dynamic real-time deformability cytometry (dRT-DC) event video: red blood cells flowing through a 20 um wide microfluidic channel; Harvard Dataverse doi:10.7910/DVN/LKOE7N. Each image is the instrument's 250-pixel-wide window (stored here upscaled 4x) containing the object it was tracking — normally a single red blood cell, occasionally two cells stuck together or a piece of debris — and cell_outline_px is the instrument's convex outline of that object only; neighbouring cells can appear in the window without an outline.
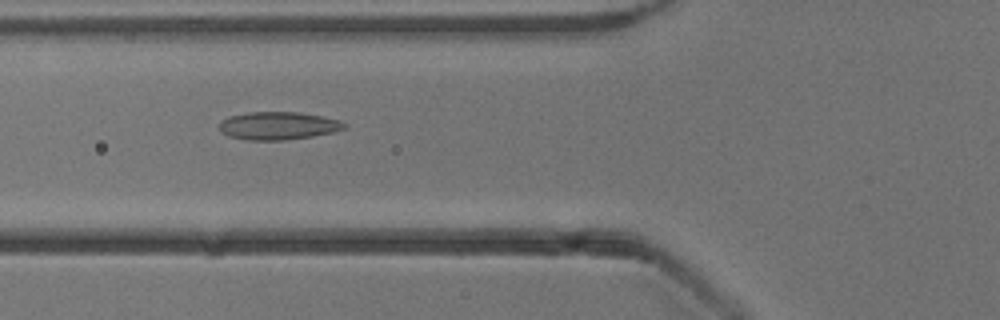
{"species": "common noctule bat (a hibernating species)", "species_latin": "Nyctalus noctula", "temperature_condition": "cold", "stored_images_in_passage": 48, "camera_frame_rate_fps": 3000, "um_per_image_px": 0.085, "animal": {"sex": "male", "body_mass_g": 13.3}, "frame": {"image": 1, "passage_image": 15, "time_ms": 4.667, "image_size_px": [1000, 320], "cell_outline_px": [[348, 128], [332, 132], [312, 136], [284, 140], [248, 140], [228, 136], [220, 132], [220, 124], [228, 116], [248, 112], [300, 112], [340, 120], [348, 124]], "centroid_in_image_um": [23.67, 10.69], "position_along_channel_um": 102.1, "area_um2": 20.35}}
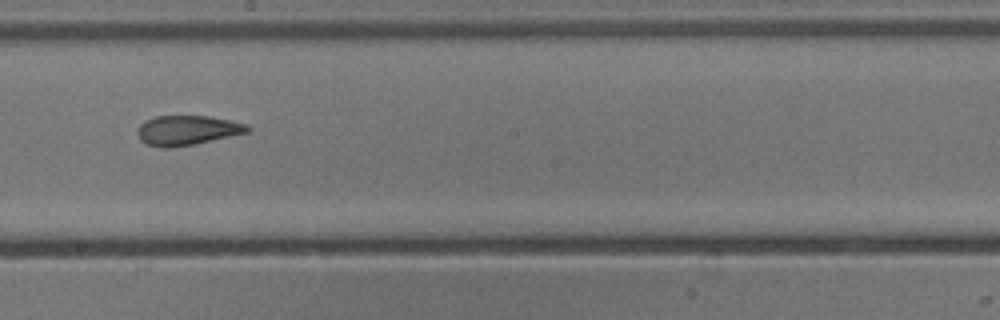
{"frame": {"image": 2, "passage_image": 25, "time_ms": 8.0, "image_size_px": [1000, 320], "cell_outline_px": [[252, 128], [248, 132], [196, 144], [168, 148], [160, 148], [148, 144], [140, 140], [136, 132], [140, 124], [144, 120], [156, 116], [208, 116], [248, 124]], "centroid_in_image_um": [15.9, 11.08], "position_along_channel_um": 232.3, "area_um2": 19.13}}
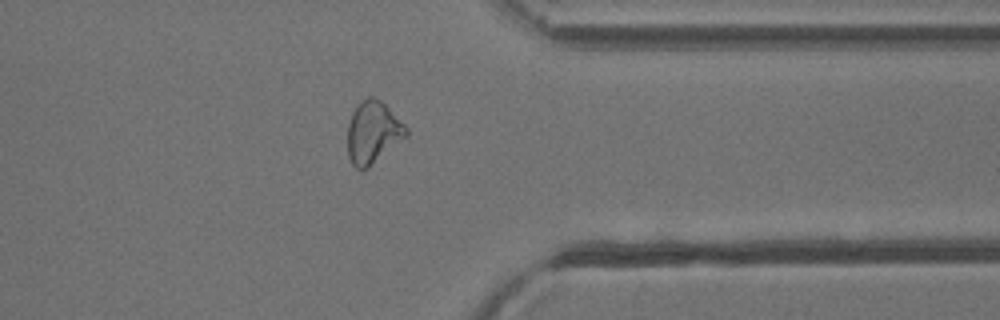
{"frame": {"image": 3, "passage_image": 37, "time_ms": 12.0, "image_size_px": [1000, 320], "cell_outline_px": [[408, 136], [368, 168], [356, 168], [352, 164], [348, 156], [348, 124], [352, 112], [368, 96], [376, 96], [408, 128]], "centroid_in_image_um": [31.71, 11.27], "position_along_channel_um": 379.7, "area_um2": 21.04}, "authors_computed_cell_mechanics": {"area_um2": 20.4901, "velocity_mm_per_s": 3.8768, "shape_relaxation_time_tau1_ms": null, "shape_relaxation_time_tau2_ms": 3.0668, "deformation_change_tau1": null, "deformation_change_tau2": 0.0895}}